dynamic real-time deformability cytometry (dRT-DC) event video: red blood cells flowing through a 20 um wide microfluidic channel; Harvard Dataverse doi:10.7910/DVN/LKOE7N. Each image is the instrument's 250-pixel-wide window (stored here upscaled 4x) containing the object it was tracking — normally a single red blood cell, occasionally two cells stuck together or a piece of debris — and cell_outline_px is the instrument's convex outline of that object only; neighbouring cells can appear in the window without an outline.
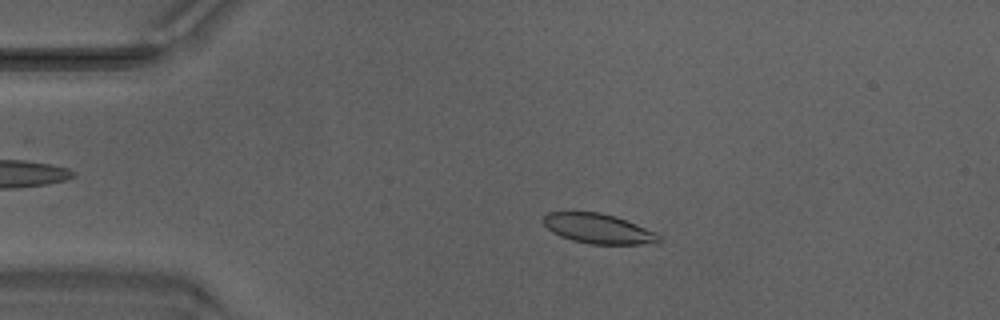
{"species": "Egyptian fruit bat (a non-hibernating species)", "species_latin": "Rousettus aegyptiacus", "temperature_condition": "warm", "stored_images_in_passage": 49, "camera_frame_rate_fps": 3000, "um_per_image_px": 0.085, "animal": {"sex": "male"}, "frame": {"image": 1, "passage_image": 10, "time_ms": 3.0, "image_size_px": [1000, 320], "cell_outline_px": [[664, 240], [660, 244], [588, 244], [572, 240], [560, 236], [552, 232], [544, 224], [544, 216], [548, 212], [600, 212], [616, 216], [656, 232]], "centroid_in_image_um": [50.92, 19.45], "position_along_channel_um": 34.1, "area_um2": 20.29}}
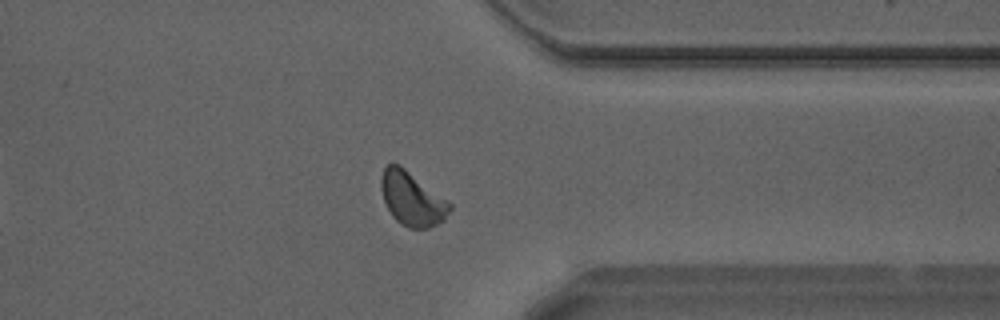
{"frame": {"image": 2, "passage_image": 38, "time_ms": 12.333, "image_size_px": [1000, 320], "cell_outline_px": [[452, 208], [444, 220], [428, 228], [408, 228], [400, 224], [392, 216], [384, 200], [380, 188], [380, 176], [384, 168], [388, 164], [400, 164], [448, 200], [452, 204]], "centroid_in_image_um": [35.02, 16.89], "position_along_channel_um": 376.4, "area_um2": 21.68}}
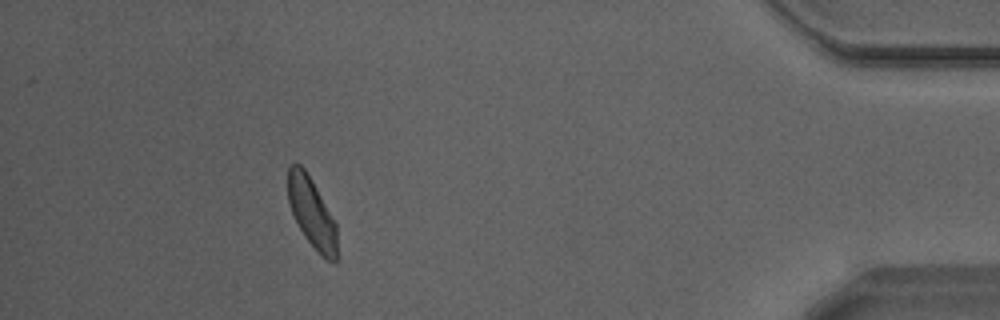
{"frame": {"image": 3, "passage_image": 44, "time_ms": 14.333, "image_size_px": [1000, 320], "cell_outline_px": [[340, 260], [336, 264], [332, 264], [320, 256], [304, 236], [292, 212], [288, 200], [288, 168], [292, 164], [300, 164], [304, 168], [312, 180], [336, 224], [340, 256]], "centroid_in_image_um": [26.57, 18.22], "position_along_channel_um": 408.6, "area_um2": 20.46}, "authors_computed_cell_mechanics": {"area_um2": 20.519, "velocity_mm_per_s": 4.1993, "shape_relaxation_time_tau1_ms": 1.8739, "shape_relaxation_time_tau2_ms": 2.3069, "deformation_change_tau1": 0.0863, "deformation_change_tau2": 0.0856}}